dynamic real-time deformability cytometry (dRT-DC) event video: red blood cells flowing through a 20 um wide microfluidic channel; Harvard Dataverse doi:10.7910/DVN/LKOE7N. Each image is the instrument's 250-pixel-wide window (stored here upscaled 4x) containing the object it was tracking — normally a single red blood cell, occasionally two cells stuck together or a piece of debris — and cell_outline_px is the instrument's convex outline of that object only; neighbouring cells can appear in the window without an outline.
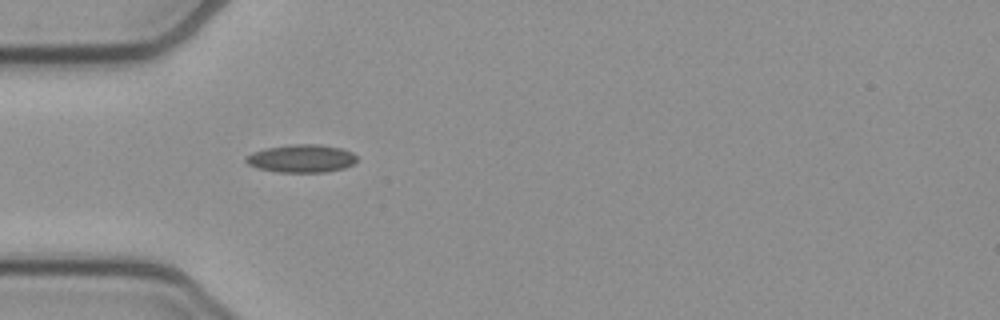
{"species": "common noctule bat (a hibernating species)", "species_latin": "Nyctalus noctula", "temperature_condition": "cold", "stored_images_in_passage": 52, "camera_frame_rate_fps": 3000, "um_per_image_px": 0.085, "animal": {"sex": "female", "body_mass_g": 21.9}, "frame": {"image": 1, "passage_image": 15, "time_ms": 4.667, "image_size_px": [1000, 320], "cell_outline_px": [[356, 160], [352, 164], [344, 168], [328, 172], [280, 172], [256, 168], [248, 164], [244, 160], [244, 156], [252, 152], [268, 148], [292, 144], [320, 144], [340, 148], [352, 152], [356, 156]], "centroid_in_image_um": [25.6, 13.47], "position_along_channel_um": 59.4, "area_um2": 18.09}}
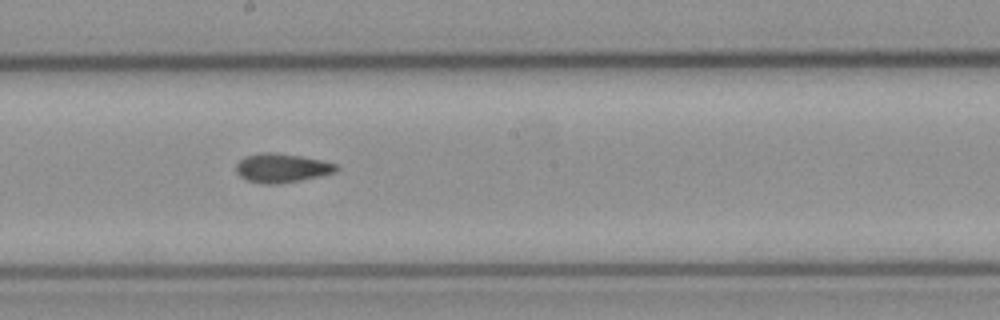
{"frame": {"image": 2, "passage_image": 28, "time_ms": 9.0, "image_size_px": [1000, 320], "cell_outline_px": [[340, 168], [336, 172], [320, 176], [280, 184], [260, 184], [248, 180], [240, 176], [236, 172], [236, 164], [244, 156], [260, 152], [276, 152], [300, 156], [320, 160], [336, 164]], "centroid_in_image_um": [23.93, 14.28], "position_along_channel_um": 224.3, "area_um2": 17.05}}
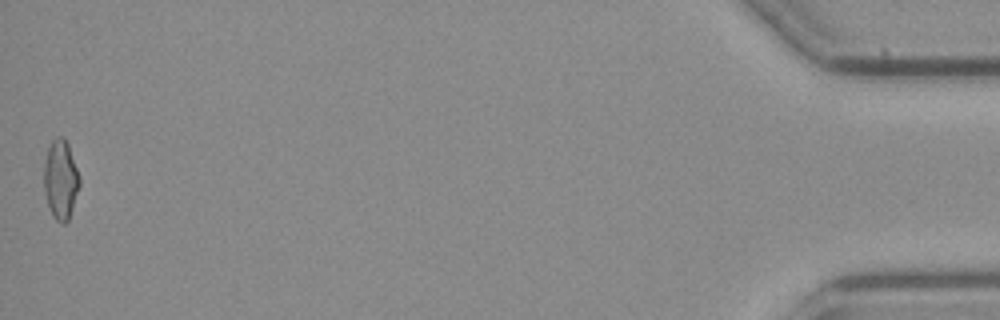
{"frame": {"image": 3, "passage_image": 52, "time_ms": 17.0, "image_size_px": [1000, 320], "cell_outline_px": [[80, 184], [68, 220], [64, 224], [60, 224], [52, 216], [44, 192], [44, 164], [48, 148], [52, 140], [56, 136], [64, 136], [68, 144], [80, 176]], "centroid_in_image_um": [5.15, 15.25], "position_along_channel_um": 430.0, "area_um2": 16.47}, "authors_computed_cell_mechanics": {"area_um2": 16.4152, "velocity_mm_per_s": 3.8426, "shape_relaxation_time_tau1_ms": null, "shape_relaxation_time_tau2_ms": 3.4968, "deformation_change_tau1": null, "deformation_change_tau2": 0.0798}}